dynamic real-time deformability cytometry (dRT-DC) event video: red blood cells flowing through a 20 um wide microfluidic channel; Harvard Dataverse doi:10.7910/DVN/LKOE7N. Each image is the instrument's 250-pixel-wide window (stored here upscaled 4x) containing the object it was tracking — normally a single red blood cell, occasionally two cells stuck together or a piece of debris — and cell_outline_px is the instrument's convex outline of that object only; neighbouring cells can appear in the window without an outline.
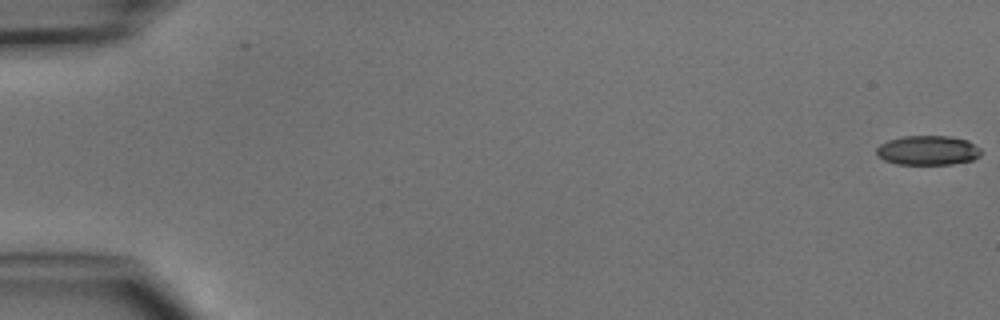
{"species": "common noctule bat (a hibernating species)", "species_latin": "Nyctalus noctula", "temperature_condition": "cold", "stored_images_in_passage": 5, "camera_frame_rate_fps": 3000, "um_per_image_px": 0.085, "animal": {"sex": "male", "body_mass_g": 15.6}, "frame": {"image": 1, "passage_image": 1, "time_ms": 0.0, "image_size_px": [1000, 320], "cell_outline_px": [[980, 156], [972, 160], [952, 164], [896, 164], [884, 160], [876, 152], [876, 148], [880, 144], [888, 140], [904, 136], [948, 136], [968, 140], [980, 148]], "centroid_in_image_um": [78.87, 12.78], "position_along_channel_um": 6.1, "area_um2": 17.92}}
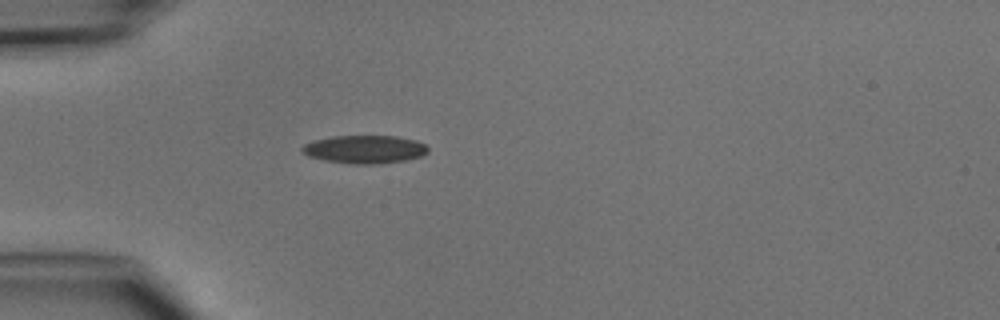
{"frame": {"image": 2, "passage_image": 5, "time_ms": 4.667, "image_size_px": [1000, 320], "cell_outline_px": [[428, 152], [424, 156], [404, 160], [380, 164], [352, 164], [324, 160], [308, 156], [300, 152], [300, 148], [304, 144], [312, 140], [332, 136], [396, 136], [416, 140], [424, 144], [428, 148]], "centroid_in_image_um": [30.97, 12.69], "position_along_channel_um": 54.0, "area_um2": 20.87}}